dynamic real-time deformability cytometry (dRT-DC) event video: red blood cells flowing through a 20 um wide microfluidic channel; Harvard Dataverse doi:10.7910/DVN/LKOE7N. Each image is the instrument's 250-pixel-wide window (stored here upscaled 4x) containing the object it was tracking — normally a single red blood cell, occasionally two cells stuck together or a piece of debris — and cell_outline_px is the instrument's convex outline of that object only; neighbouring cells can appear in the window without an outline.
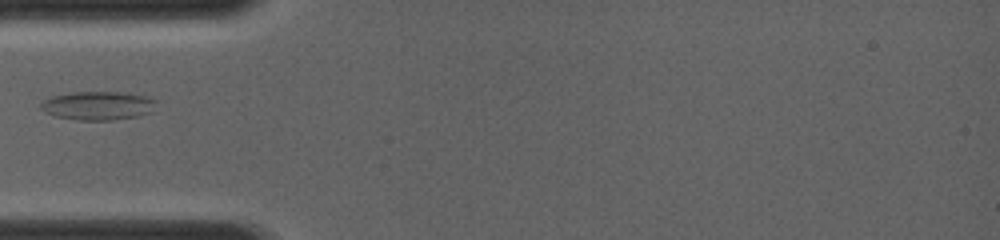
{"species": "common noctule bat (a hibernating species)", "species_latin": "Nyctalus noctula", "temperature_condition": "room temperature", "stored_images_in_passage": 26, "camera_frame_rate_fps": 4000, "um_per_image_px": 0.085, "animal": {"sex": "female", "body_mass_g": 19.0, "forearm_length_mm": 56.7}, "frame": {"image": 1, "passage_image": 1, "time_ms": 0.0, "image_size_px": [1000, 240], "cell_outline_px": [[156, 100], [148, 112], [136, 116], [112, 120], [76, 120], [52, 116], [40, 108], [40, 104], [48, 96], [72, 92], [120, 92], [148, 96]], "centroid_in_image_um": [8.23, 8.97], "position_along_channel_um": 76.8, "area_um2": 19.19}}